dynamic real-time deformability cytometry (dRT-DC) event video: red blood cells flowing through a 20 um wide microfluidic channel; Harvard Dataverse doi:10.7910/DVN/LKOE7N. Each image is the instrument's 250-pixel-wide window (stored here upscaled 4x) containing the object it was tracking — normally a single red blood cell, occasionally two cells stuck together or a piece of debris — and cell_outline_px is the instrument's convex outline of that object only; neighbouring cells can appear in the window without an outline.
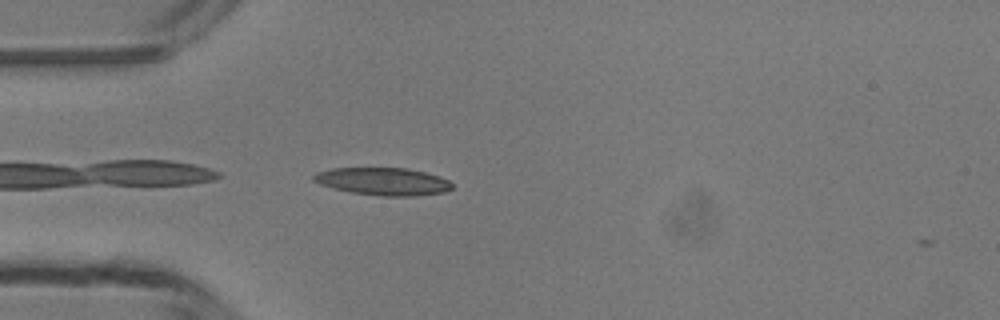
{"species": "common noctule bat (a hibernating species)", "species_latin": "Nyctalus noctula", "temperature_condition": "room temperature", "stored_images_in_passage": 36, "camera_frame_rate_fps": 3000, "um_per_image_px": 0.085, "animal": {"sex": "male", "body_mass_g": 13.3}, "frame": {"image": 1, "passage_image": 1, "time_ms": 0.0, "image_size_px": [1000, 320], "cell_outline_px": [[452, 188], [444, 192], [416, 196], [384, 196], [352, 192], [332, 188], [320, 184], [312, 180], [312, 176], [316, 172], [332, 168], [408, 168], [440, 176], [448, 180], [452, 184]], "centroid_in_image_um": [32.55, 15.42], "position_along_channel_um": 52.4, "area_um2": 22.25}}
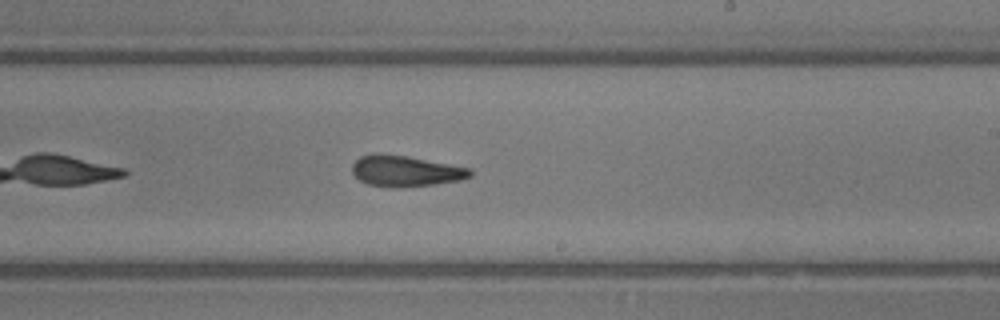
{"frame": {"image": 2, "passage_image": 16, "time_ms": 5.0, "image_size_px": [1000, 320], "cell_outline_px": [[472, 176], [464, 180], [436, 184], [404, 188], [388, 188], [368, 184], [360, 180], [352, 172], [352, 164], [360, 156], [408, 156], [472, 168]], "centroid_in_image_um": [34.56, 14.59], "position_along_channel_um": 254.4, "area_um2": 21.15}}
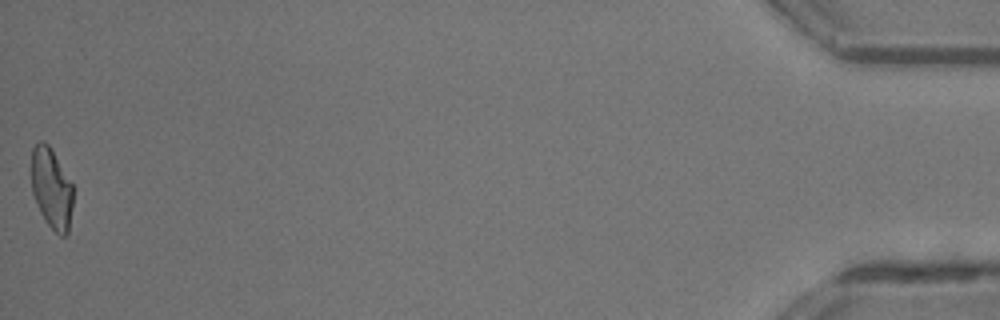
{"frame": {"image": 3, "passage_image": 36, "time_ms": 11.667, "image_size_px": [1000, 320], "cell_outline_px": [[72, 204], [68, 232], [64, 236], [60, 236], [44, 220], [40, 212], [32, 192], [32, 148], [40, 140], [44, 140], [48, 144], [72, 184]], "centroid_in_image_um": [4.36, 16.02], "position_along_channel_um": 430.8, "area_um2": 19.25}, "authors_computed_cell_mechanics": {"area_um2": 21.1259, "velocity_mm_per_s": 4.1975, "shape_relaxation_time_tau1_ms": null, "shape_relaxation_time_tau2_ms": 3.3749, "deformation_change_tau1": null, "deformation_change_tau2": 0.1263}}